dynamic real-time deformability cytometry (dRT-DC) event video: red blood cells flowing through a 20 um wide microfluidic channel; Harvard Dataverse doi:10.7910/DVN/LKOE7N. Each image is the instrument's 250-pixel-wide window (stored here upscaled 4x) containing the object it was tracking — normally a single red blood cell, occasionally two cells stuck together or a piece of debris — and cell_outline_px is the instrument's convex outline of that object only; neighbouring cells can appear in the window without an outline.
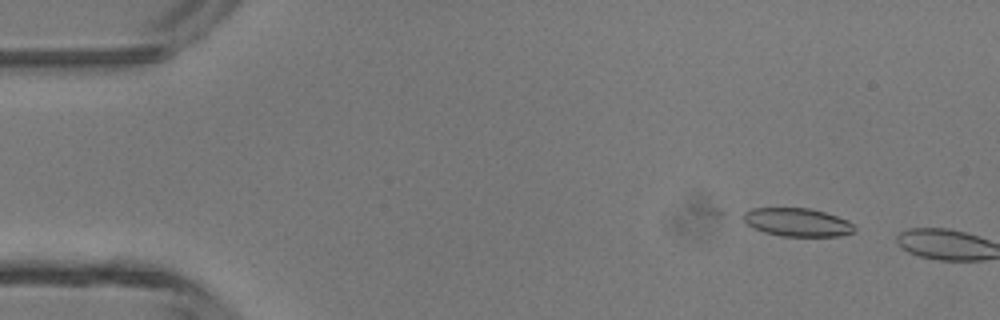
{"species": "common noctule bat (a hibernating species)", "species_latin": "Nyctalus noctula", "temperature_condition": "room temperature", "stored_images_in_passage": 6, "camera_frame_rate_fps": 3000, "um_per_image_px": 0.085, "animal": {"sex": "male", "body_mass_g": 13.3}, "frame": {"image": 1, "passage_image": 4, "time_ms": 1.0, "image_size_px": [1000, 320], "cell_outline_px": [[856, 232], [840, 236], [780, 236], [764, 232], [752, 228], [744, 220], [744, 212], [752, 208], [808, 208], [824, 212], [848, 220], [856, 228]], "centroid_in_image_um": [67.79, 18.9], "position_along_channel_um": 17.2, "area_um2": 18.32}}